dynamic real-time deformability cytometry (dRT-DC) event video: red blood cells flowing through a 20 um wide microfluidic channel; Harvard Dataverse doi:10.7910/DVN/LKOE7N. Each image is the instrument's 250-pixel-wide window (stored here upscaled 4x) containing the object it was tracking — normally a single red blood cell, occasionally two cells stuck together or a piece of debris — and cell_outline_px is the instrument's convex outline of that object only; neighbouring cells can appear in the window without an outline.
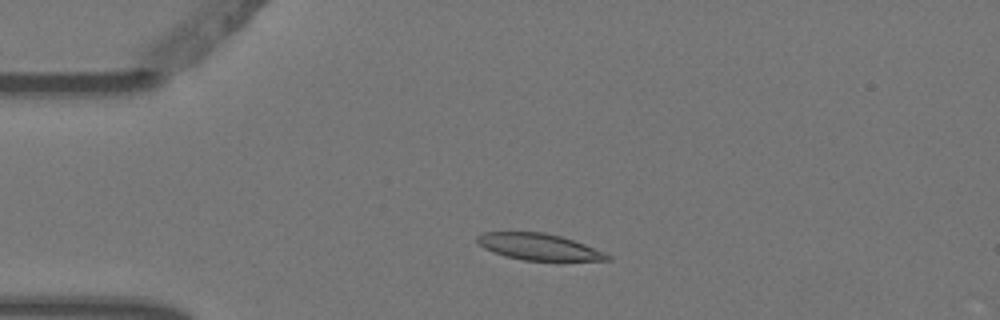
{"species": "Egyptian fruit bat (a non-hibernating species)", "species_latin": "Rousettus aegyptiacus", "temperature_condition": "warm", "stored_images_in_passage": 3, "camera_frame_rate_fps": 3000, "um_per_image_px": 0.085, "animal": {"sex": "female"}, "frame": {"image": 1, "passage_image": 2, "time_ms": 0.333, "image_size_px": [1000, 320], "cell_outline_px": [[612, 260], [524, 260], [504, 256], [492, 252], [484, 248], [476, 240], [476, 236], [484, 232], [544, 232], [560, 236], [584, 244], [604, 252], [612, 256]], "centroid_in_image_um": [45.77, 20.97], "position_along_channel_um": 39.2, "area_um2": 19.88}}